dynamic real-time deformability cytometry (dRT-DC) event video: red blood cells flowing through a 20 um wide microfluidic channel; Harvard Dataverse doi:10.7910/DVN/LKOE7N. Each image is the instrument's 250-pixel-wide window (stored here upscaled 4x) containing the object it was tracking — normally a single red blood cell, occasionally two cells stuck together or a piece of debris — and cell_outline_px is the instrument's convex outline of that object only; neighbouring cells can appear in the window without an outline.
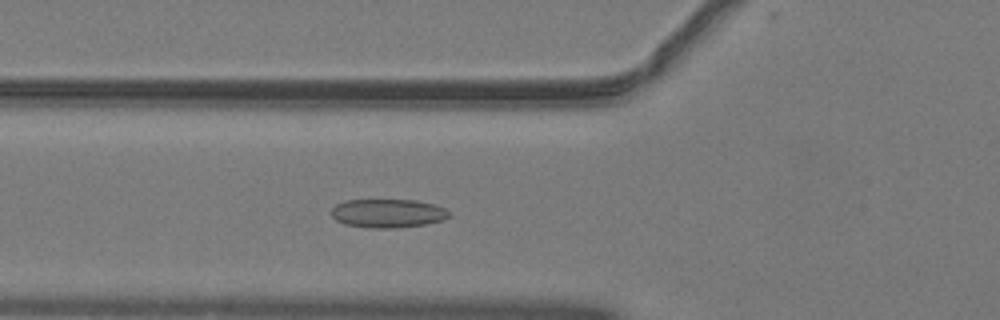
{"species": "common noctule bat (a hibernating species)", "species_latin": "Nyctalus noctula", "temperature_condition": "warm", "stored_images_in_passage": 45, "camera_frame_rate_fps": 3000, "um_per_image_px": 0.085, "animal": {"sex": "male", "body_mass_g": 19.2, "forearm_length_mm": 51.8}, "frame": {"image": 1, "passage_image": 14, "time_ms": 4.333, "image_size_px": [1000, 320], "cell_outline_px": [[448, 216], [444, 220], [428, 224], [396, 228], [372, 228], [344, 224], [336, 220], [328, 212], [336, 204], [344, 200], [416, 200], [436, 204], [444, 208], [448, 212]], "centroid_in_image_um": [32.94, 18.13], "position_along_channel_um": 92.9, "area_um2": 19.88}}
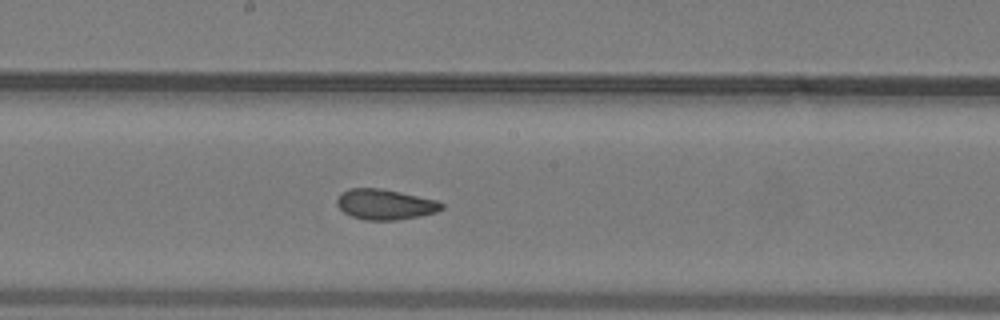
{"frame": {"image": 2, "passage_image": 23, "time_ms": 7.333, "image_size_px": [1000, 320], "cell_outline_px": [[444, 208], [436, 212], [420, 216], [396, 220], [364, 220], [352, 216], [344, 212], [336, 204], [336, 200], [340, 192], [348, 188], [380, 188], [400, 192], [436, 200], [444, 204]], "centroid_in_image_um": [32.71, 17.37], "position_along_channel_um": 215.5, "area_um2": 18.61}}
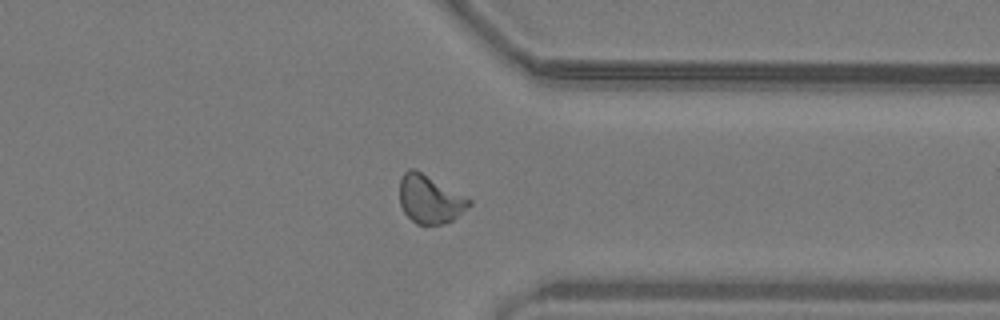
{"frame": {"image": 3, "passage_image": 35, "time_ms": 11.333, "image_size_px": [1000, 320], "cell_outline_px": [[472, 204], [452, 220], [444, 224], [416, 224], [404, 212], [400, 204], [400, 180], [404, 172], [408, 168], [416, 168], [472, 200]], "centroid_in_image_um": [36.53, 16.91], "position_along_channel_um": 374.9, "area_um2": 19.54}, "authors_computed_cell_mechanics": {"area_um2": 19.074, "velocity_mm_per_s": 4.0661, "shape_relaxation_time_tau1_ms": null, "shape_relaxation_time_tau2_ms": 1.2902, "deformation_change_tau1": null, "deformation_change_tau2": 0.0673}}